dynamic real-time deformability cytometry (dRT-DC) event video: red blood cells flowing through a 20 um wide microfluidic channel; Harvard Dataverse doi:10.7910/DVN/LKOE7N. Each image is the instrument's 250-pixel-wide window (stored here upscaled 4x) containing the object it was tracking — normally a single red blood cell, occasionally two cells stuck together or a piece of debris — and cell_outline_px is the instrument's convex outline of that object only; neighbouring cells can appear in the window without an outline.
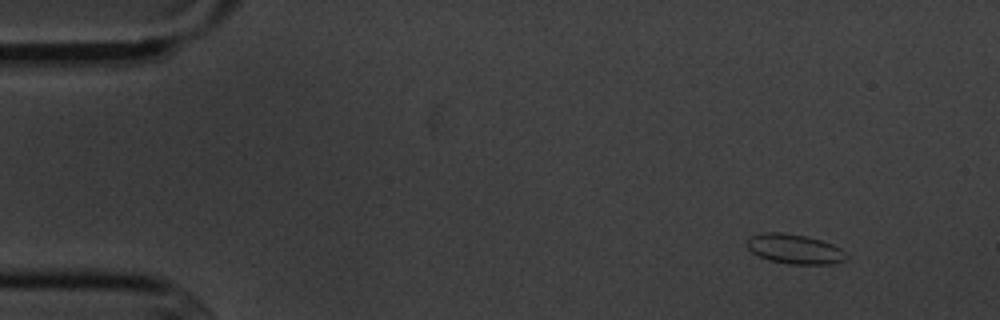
{"species": "common noctule bat (a hibernating species)", "species_latin": "Nyctalus noctula", "temperature_condition": "cold", "stored_images_in_passage": 3, "camera_frame_rate_fps": 3000, "um_per_image_px": 0.085, "animal": {"sex": "male", "body_mass_g": 20.1, "forearm_length_mm": 53.5}, "frame": {"image": 1, "passage_image": 1, "time_ms": 0.0, "image_size_px": [1000, 320], "cell_outline_px": [[848, 256], [844, 260], [832, 264], [788, 264], [768, 260], [752, 252], [748, 248], [748, 240], [752, 236], [764, 232], [784, 232], [804, 236], [820, 240], [832, 244], [840, 248]], "centroid_in_image_um": [67.55, 21.17], "position_along_channel_um": 17.5, "area_um2": 16.99}}